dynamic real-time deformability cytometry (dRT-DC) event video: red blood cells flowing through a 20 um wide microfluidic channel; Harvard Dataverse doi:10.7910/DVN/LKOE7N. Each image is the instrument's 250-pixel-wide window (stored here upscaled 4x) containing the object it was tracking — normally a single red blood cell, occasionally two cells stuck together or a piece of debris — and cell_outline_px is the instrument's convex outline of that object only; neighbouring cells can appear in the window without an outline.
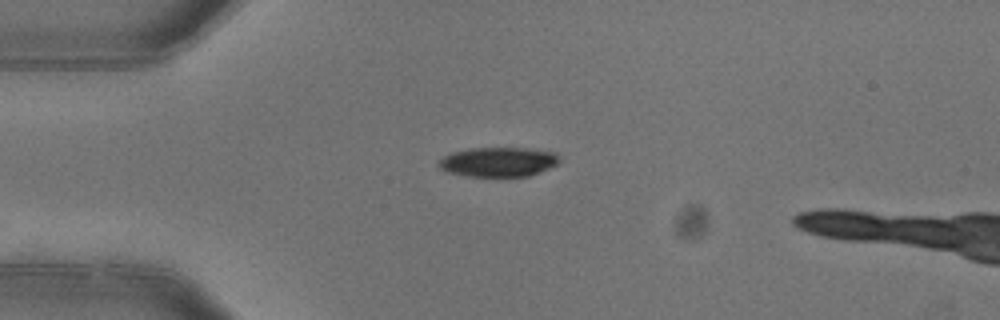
{"species": "common noctule bat (a hibernating species)", "species_latin": "Nyctalus noctula", "temperature_condition": "warm", "stored_images_in_passage": 4, "camera_frame_rate_fps": 3000, "um_per_image_px": 0.085, "animal": {"sex": "female"}, "frame": {"image": 1, "passage_image": 4, "time_ms": 1.0, "image_size_px": [1000, 320], "cell_outline_px": [[560, 160], [556, 164], [548, 168], [528, 176], [468, 176], [448, 172], [440, 168], [436, 164], [444, 156], [452, 152], [468, 148], [528, 148], [556, 152], [560, 156]], "centroid_in_image_um": [42.35, 13.75], "position_along_channel_um": 42.6, "area_um2": 20.75}}